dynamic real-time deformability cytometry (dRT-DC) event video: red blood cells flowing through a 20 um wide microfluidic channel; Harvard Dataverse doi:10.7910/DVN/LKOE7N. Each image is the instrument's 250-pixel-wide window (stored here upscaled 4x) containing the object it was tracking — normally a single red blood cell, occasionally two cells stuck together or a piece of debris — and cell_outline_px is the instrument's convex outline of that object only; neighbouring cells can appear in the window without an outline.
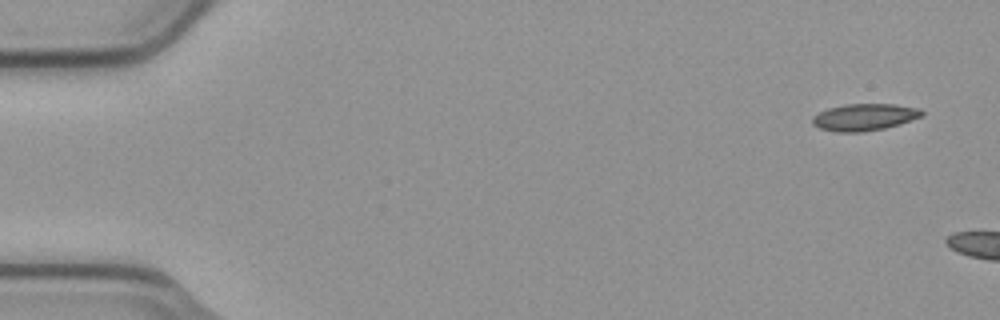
{"species": "common noctule bat (a hibernating species)", "species_latin": "Nyctalus noctula", "temperature_condition": "cold", "stored_images_in_passage": 4, "camera_frame_rate_fps": 3000, "um_per_image_px": 0.085, "animal": {"sex": "male", "body_mass_g": 23.1, "forearm_length_mm": 52.7}, "frame": {"image": 1, "passage_image": 1, "time_ms": 0.0, "image_size_px": [1000, 320], "cell_outline_px": [[924, 112], [920, 116], [900, 124], [884, 128], [860, 132], [836, 132], [820, 128], [812, 124], [812, 116], [828, 108], [844, 104], [896, 104], [920, 108]], "centroid_in_image_um": [73.45, 9.95], "position_along_channel_um": 11.5, "area_um2": 17.11}}